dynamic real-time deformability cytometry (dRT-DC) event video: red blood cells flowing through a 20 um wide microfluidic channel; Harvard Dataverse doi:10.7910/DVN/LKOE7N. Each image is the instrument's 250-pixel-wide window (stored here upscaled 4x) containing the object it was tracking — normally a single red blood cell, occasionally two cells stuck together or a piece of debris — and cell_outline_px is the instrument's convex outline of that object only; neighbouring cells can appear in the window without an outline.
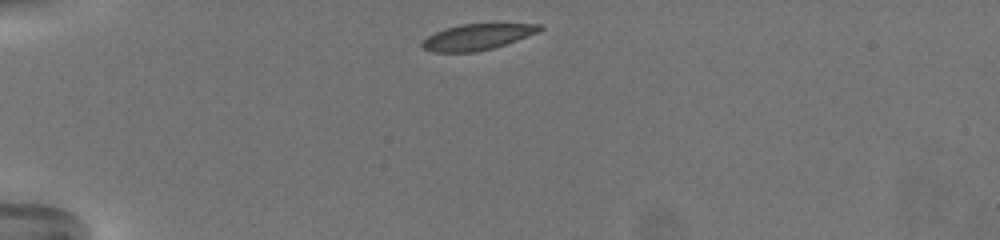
{"species": "common noctule bat (a hibernating species)", "species_latin": "Nyctalus noctula", "temperature_condition": "warm", "stored_images_in_passage": 40, "camera_frame_rate_fps": 3000, "um_per_image_px": 0.085, "animal": {"sex": "female", "body_mass_g": 19.5, "forearm_length_mm": 54.1}, "frame": {"image": 1, "passage_image": 1, "time_ms": 0.0, "image_size_px": [1000, 240], "cell_outline_px": [[544, 28], [536, 32], [516, 40], [492, 48], [476, 52], [432, 52], [424, 48], [420, 44], [428, 36], [444, 28], [460, 24], [540, 24]], "centroid_in_image_um": [40.52, 3.14], "position_along_channel_um": 44.5, "area_um2": 17.46}}
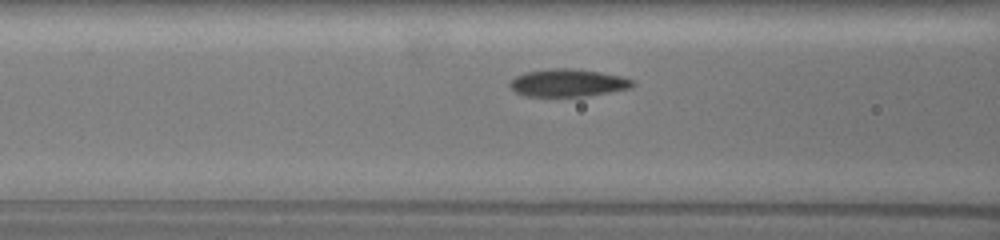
{"frame": {"image": 2, "passage_image": 12, "time_ms": 3.667, "image_size_px": [1000, 240], "cell_outline_px": [[636, 84], [632, 88], [584, 96], [524, 96], [516, 92], [508, 84], [516, 76], [524, 72], [552, 68], [568, 68], [600, 72], [620, 76], [632, 80]], "centroid_in_image_um": [48.26, 7.04], "position_along_channel_um": 118.3, "area_um2": 19.59}, "authors_computed_cell_mechanics": {"area_um2": 19.3341, "velocity_mm_per_s": 3.23, "shape_relaxation_time_tau1_ms": 2.7737, "shape_relaxation_time_tau2_ms": 0.8615, "deformation_change_tau1": 0.1399, "deformation_change_tau2": 0.0497}}